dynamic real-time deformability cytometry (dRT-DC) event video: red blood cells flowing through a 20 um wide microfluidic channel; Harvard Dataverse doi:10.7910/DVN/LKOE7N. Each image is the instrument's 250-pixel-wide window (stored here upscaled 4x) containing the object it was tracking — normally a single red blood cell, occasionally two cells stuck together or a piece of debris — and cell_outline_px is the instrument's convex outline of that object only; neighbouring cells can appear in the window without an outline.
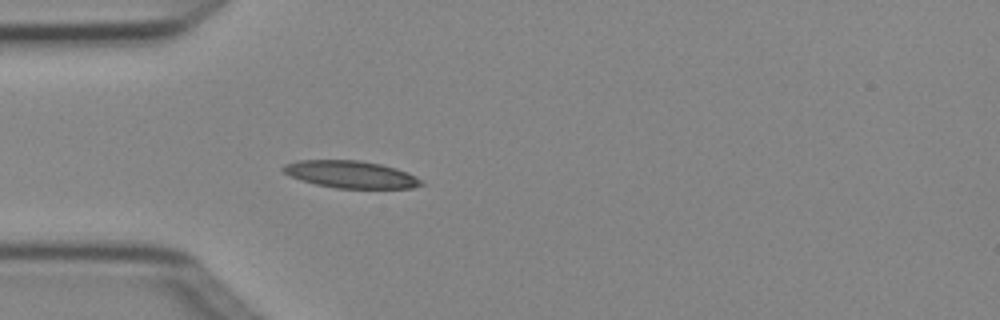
{"species": "Egyptian fruit bat (a non-hibernating species)", "species_latin": "Rousettus aegyptiacus", "temperature_condition": "cold", "stored_images_in_passage": 4, "camera_frame_rate_fps": 3000, "um_per_image_px": 0.085, "animal": {"sex": "female"}, "frame": {"image": 1, "passage_image": 4, "time_ms": 1.0, "image_size_px": [1000, 320], "cell_outline_px": [[424, 184], [412, 188], [336, 188], [316, 184], [300, 180], [284, 172], [280, 168], [284, 164], [300, 160], [360, 160], [380, 164], [396, 168], [408, 172], [416, 176]], "centroid_in_image_um": [29.81, 14.82], "position_along_channel_um": 55.2, "area_um2": 21.85}}